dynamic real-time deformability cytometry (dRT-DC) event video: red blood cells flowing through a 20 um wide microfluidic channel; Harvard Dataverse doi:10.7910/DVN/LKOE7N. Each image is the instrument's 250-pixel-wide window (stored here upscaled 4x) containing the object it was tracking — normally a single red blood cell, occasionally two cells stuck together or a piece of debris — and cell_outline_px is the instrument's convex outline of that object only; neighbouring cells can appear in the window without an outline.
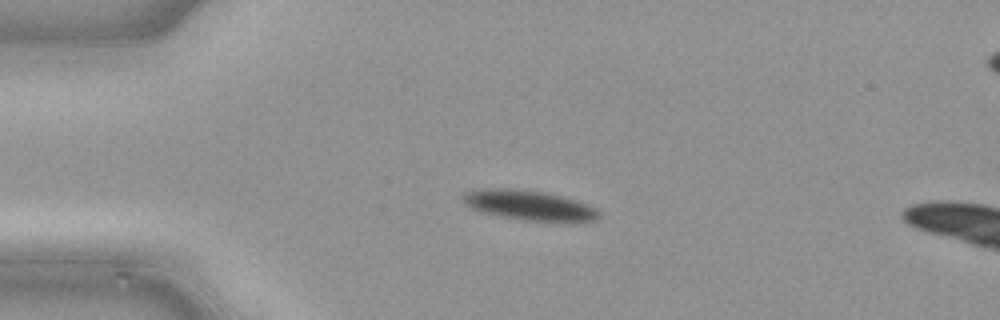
{"species": "common noctule bat (a hibernating species)", "species_latin": "Nyctalus noctula", "temperature_condition": "cold", "stored_images_in_passage": 15, "camera_frame_rate_fps": 3000, "um_per_image_px": 0.085, "animal": {"sex": "male", "body_mass_g": 21.5, "forearm_length_mm": 52.0}, "frame": {"image": 1, "passage_image": 11, "time_ms": 3.333, "image_size_px": [1000, 320], "cell_outline_px": [[600, 216], [592, 220], [524, 220], [500, 216], [472, 208], [464, 204], [460, 196], [464, 192], [488, 188], [508, 188], [544, 192], [560, 196], [596, 208], [600, 212]], "centroid_in_image_um": [44.87, 17.42], "position_along_channel_um": 40.1, "area_um2": 22.89}}